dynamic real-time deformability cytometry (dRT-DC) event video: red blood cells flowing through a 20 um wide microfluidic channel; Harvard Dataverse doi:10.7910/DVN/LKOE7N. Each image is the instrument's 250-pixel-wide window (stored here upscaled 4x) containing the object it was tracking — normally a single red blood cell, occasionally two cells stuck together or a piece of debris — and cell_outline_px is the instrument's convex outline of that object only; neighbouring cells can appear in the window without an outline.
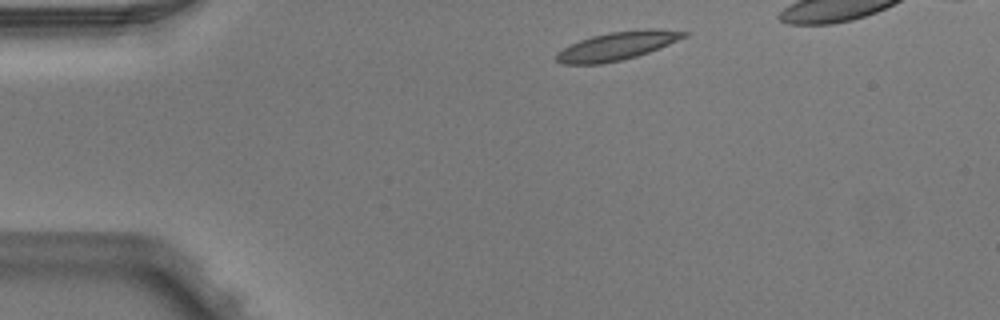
{"species": "Egyptian fruit bat (a non-hibernating species)", "species_latin": "Rousettus aegyptiacus", "temperature_condition": "warm", "stored_images_in_passage": 4, "camera_frame_rate_fps": 3000, "um_per_image_px": 0.085, "animal": {"sex": "male"}, "frame": {"image": 1, "passage_image": 1, "time_ms": 0.0, "image_size_px": [1000, 320], "cell_outline_px": [[692, 32], [688, 36], [648, 52], [636, 56], [620, 60], [600, 64], [560, 64], [556, 60], [556, 52], [580, 40], [592, 36], [608, 32], [640, 28], [660, 28]], "centroid_in_image_um": [52.5, 3.87], "position_along_channel_um": 32.5, "area_um2": 21.21}}